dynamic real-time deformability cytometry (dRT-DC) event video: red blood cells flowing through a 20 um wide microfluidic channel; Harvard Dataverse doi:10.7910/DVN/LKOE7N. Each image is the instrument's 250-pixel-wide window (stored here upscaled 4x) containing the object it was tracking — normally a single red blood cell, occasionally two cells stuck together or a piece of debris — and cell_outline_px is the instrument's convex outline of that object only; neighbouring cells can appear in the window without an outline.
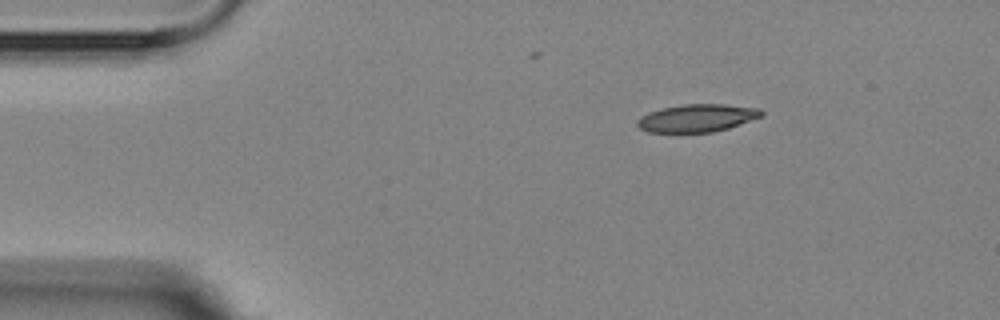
{"species": "Egyptian fruit bat (a non-hibernating species)", "species_latin": "Rousettus aegyptiacus", "temperature_condition": "room temperature", "stored_images_in_passage": 6, "camera_frame_rate_fps": 3000, "um_per_image_px": 0.085, "animal": {"sex": "female"}, "frame": {"image": 1, "passage_image": 6, "time_ms": 6.0, "image_size_px": [1000, 320], "cell_outline_px": [[764, 116], [728, 128], [712, 132], [648, 132], [640, 128], [636, 124], [636, 120], [640, 116], [648, 112], [660, 108], [680, 104], [724, 104], [760, 108], [764, 112]], "centroid_in_image_um": [59.24, 10.02], "position_along_channel_um": 25.8, "area_um2": 20.29}}